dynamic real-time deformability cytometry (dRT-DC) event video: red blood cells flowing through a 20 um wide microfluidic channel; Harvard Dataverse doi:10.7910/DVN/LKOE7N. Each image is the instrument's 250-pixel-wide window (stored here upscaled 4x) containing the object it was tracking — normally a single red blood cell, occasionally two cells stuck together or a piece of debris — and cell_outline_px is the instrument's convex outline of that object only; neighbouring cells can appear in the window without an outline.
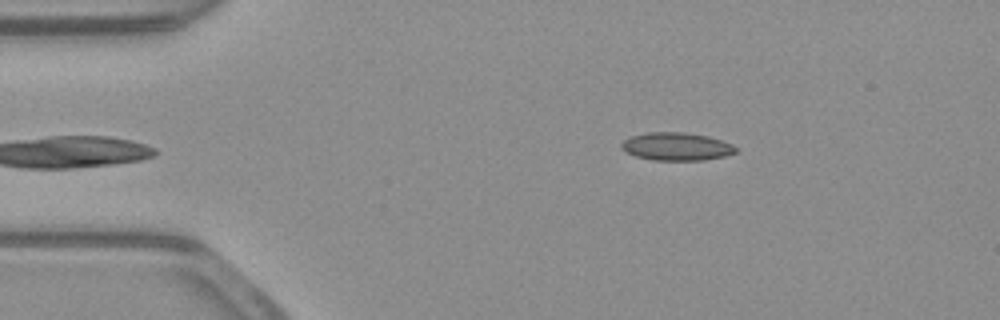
{"species": "common noctule bat (a hibernating species)", "species_latin": "Nyctalus noctula", "temperature_condition": "warm", "stored_images_in_passage": 17, "camera_frame_rate_fps": 3000, "um_per_image_px": 0.085, "animal": {"sex": "male", "body_mass_g": 23.1, "forearm_length_mm": 52.7}, "frame": {"image": 1, "passage_image": 1, "time_ms": 0.0, "image_size_px": [1000, 320], "cell_outline_px": [[736, 152], [724, 156], [704, 160], [652, 160], [636, 156], [620, 148], [620, 144], [628, 136], [648, 132], [684, 132], [708, 136], [732, 144], [736, 148]], "centroid_in_image_um": [57.46, 12.44], "position_along_channel_um": 27.5, "area_um2": 18.61}}
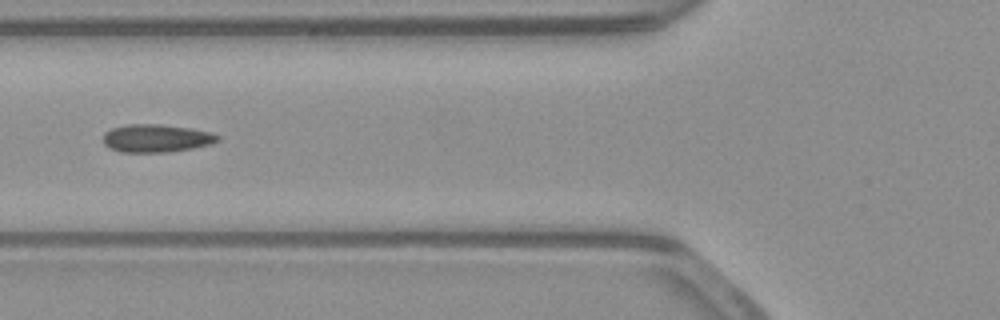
{"frame": {"image": 2, "passage_image": 12, "time_ms": 3.667, "image_size_px": [1000, 320], "cell_outline_px": [[220, 140], [212, 144], [192, 148], [168, 152], [124, 152], [108, 148], [104, 144], [104, 132], [112, 128], [128, 124], [160, 124], [192, 128], [212, 132], [220, 136]], "centroid_in_image_um": [13.32, 11.75], "position_along_channel_um": 112.5, "area_um2": 18.79}}
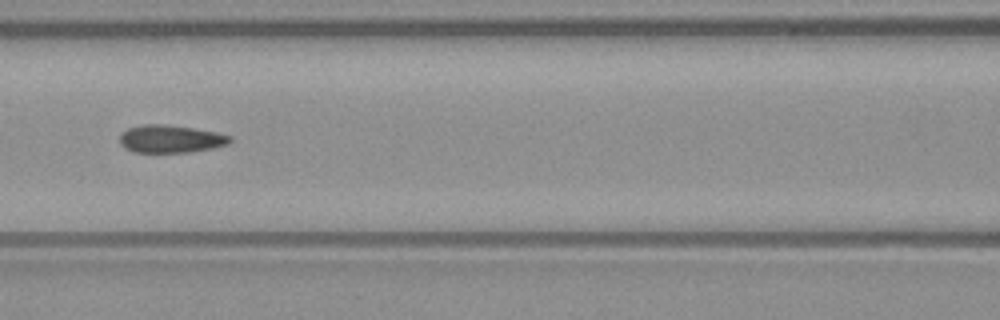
{"frame": {"image": 3, "passage_image": 15, "time_ms": 4.667, "image_size_px": [1000, 320], "cell_outline_px": [[232, 140], [228, 144], [212, 148], [192, 152], [132, 152], [124, 148], [120, 144], [120, 136], [128, 128], [144, 124], [160, 124], [192, 128], [216, 132], [232, 136]], "centroid_in_image_um": [14.5, 11.82], "position_along_channel_um": 152.1, "area_um2": 17.74}}